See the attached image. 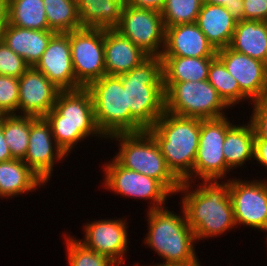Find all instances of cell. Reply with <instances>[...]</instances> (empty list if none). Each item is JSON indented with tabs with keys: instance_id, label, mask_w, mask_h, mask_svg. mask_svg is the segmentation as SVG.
<instances>
[{
	"instance_id": "cell-1",
	"label": "cell",
	"mask_w": 267,
	"mask_h": 266,
	"mask_svg": "<svg viewBox=\"0 0 267 266\" xmlns=\"http://www.w3.org/2000/svg\"><path fill=\"white\" fill-rule=\"evenodd\" d=\"M218 181L202 180L200 187L197 186L195 190L191 189V182H182L177 191V194L184 193L181 195V208L197 242L236 228L229 194L230 179L227 182Z\"/></svg>"
},
{
	"instance_id": "cell-2",
	"label": "cell",
	"mask_w": 267,
	"mask_h": 266,
	"mask_svg": "<svg viewBox=\"0 0 267 266\" xmlns=\"http://www.w3.org/2000/svg\"><path fill=\"white\" fill-rule=\"evenodd\" d=\"M44 117L66 155L87 137L106 138L96 124L93 100L87 88L59 91L54 107Z\"/></svg>"
},
{
	"instance_id": "cell-3",
	"label": "cell",
	"mask_w": 267,
	"mask_h": 266,
	"mask_svg": "<svg viewBox=\"0 0 267 266\" xmlns=\"http://www.w3.org/2000/svg\"><path fill=\"white\" fill-rule=\"evenodd\" d=\"M148 131L158 143L168 168L181 182H193L200 137V119L164 111Z\"/></svg>"
},
{
	"instance_id": "cell-4",
	"label": "cell",
	"mask_w": 267,
	"mask_h": 266,
	"mask_svg": "<svg viewBox=\"0 0 267 266\" xmlns=\"http://www.w3.org/2000/svg\"><path fill=\"white\" fill-rule=\"evenodd\" d=\"M126 88L130 115L145 129L153 127L165 111L163 61L149 56L140 65L120 75Z\"/></svg>"
},
{
	"instance_id": "cell-5",
	"label": "cell",
	"mask_w": 267,
	"mask_h": 266,
	"mask_svg": "<svg viewBox=\"0 0 267 266\" xmlns=\"http://www.w3.org/2000/svg\"><path fill=\"white\" fill-rule=\"evenodd\" d=\"M164 207L148 210V233L145 244L162 259L163 264L151 266L183 265L195 262L198 259L194 243V231L189 227L182 208V215L175 214Z\"/></svg>"
},
{
	"instance_id": "cell-6",
	"label": "cell",
	"mask_w": 267,
	"mask_h": 266,
	"mask_svg": "<svg viewBox=\"0 0 267 266\" xmlns=\"http://www.w3.org/2000/svg\"><path fill=\"white\" fill-rule=\"evenodd\" d=\"M108 138L119 141V151L113 158L121 166L152 177L172 195L177 194L182 182L168 168L158 143L148 130L116 133Z\"/></svg>"
},
{
	"instance_id": "cell-7",
	"label": "cell",
	"mask_w": 267,
	"mask_h": 266,
	"mask_svg": "<svg viewBox=\"0 0 267 266\" xmlns=\"http://www.w3.org/2000/svg\"><path fill=\"white\" fill-rule=\"evenodd\" d=\"M87 89L92 96L96 124L106 139L116 133L145 130L130 115L126 88H123L120 75L105 74Z\"/></svg>"
},
{
	"instance_id": "cell-8",
	"label": "cell",
	"mask_w": 267,
	"mask_h": 266,
	"mask_svg": "<svg viewBox=\"0 0 267 266\" xmlns=\"http://www.w3.org/2000/svg\"><path fill=\"white\" fill-rule=\"evenodd\" d=\"M163 88L165 111L174 115L217 119L226 116L224 111L230 108L208 80L163 82Z\"/></svg>"
},
{
	"instance_id": "cell-9",
	"label": "cell",
	"mask_w": 267,
	"mask_h": 266,
	"mask_svg": "<svg viewBox=\"0 0 267 266\" xmlns=\"http://www.w3.org/2000/svg\"><path fill=\"white\" fill-rule=\"evenodd\" d=\"M200 119V137L193 167V180H219L227 175L223 143L227 130L233 125L228 119ZM199 176V177H198Z\"/></svg>"
},
{
	"instance_id": "cell-10",
	"label": "cell",
	"mask_w": 267,
	"mask_h": 266,
	"mask_svg": "<svg viewBox=\"0 0 267 266\" xmlns=\"http://www.w3.org/2000/svg\"><path fill=\"white\" fill-rule=\"evenodd\" d=\"M71 59L76 83L87 88L106 74L104 29L82 27L70 32Z\"/></svg>"
},
{
	"instance_id": "cell-11",
	"label": "cell",
	"mask_w": 267,
	"mask_h": 266,
	"mask_svg": "<svg viewBox=\"0 0 267 266\" xmlns=\"http://www.w3.org/2000/svg\"><path fill=\"white\" fill-rule=\"evenodd\" d=\"M111 160L103 166L104 189L128 198L151 200L148 210L165 207L172 194L158 180L123 167L114 158Z\"/></svg>"
},
{
	"instance_id": "cell-12",
	"label": "cell",
	"mask_w": 267,
	"mask_h": 266,
	"mask_svg": "<svg viewBox=\"0 0 267 266\" xmlns=\"http://www.w3.org/2000/svg\"><path fill=\"white\" fill-rule=\"evenodd\" d=\"M115 30L149 56H161L165 45V27L161 13L128 5L123 8Z\"/></svg>"
},
{
	"instance_id": "cell-13",
	"label": "cell",
	"mask_w": 267,
	"mask_h": 266,
	"mask_svg": "<svg viewBox=\"0 0 267 266\" xmlns=\"http://www.w3.org/2000/svg\"><path fill=\"white\" fill-rule=\"evenodd\" d=\"M229 194L236 226L242 224L267 232V180L230 178Z\"/></svg>"
},
{
	"instance_id": "cell-14",
	"label": "cell",
	"mask_w": 267,
	"mask_h": 266,
	"mask_svg": "<svg viewBox=\"0 0 267 266\" xmlns=\"http://www.w3.org/2000/svg\"><path fill=\"white\" fill-rule=\"evenodd\" d=\"M65 156L67 157L57 145L46 118L31 116L29 146L23 159L27 166L47 183L53 176L55 162L64 160Z\"/></svg>"
},
{
	"instance_id": "cell-15",
	"label": "cell",
	"mask_w": 267,
	"mask_h": 266,
	"mask_svg": "<svg viewBox=\"0 0 267 266\" xmlns=\"http://www.w3.org/2000/svg\"><path fill=\"white\" fill-rule=\"evenodd\" d=\"M216 57L237 80L240 91L250 100L267 97V64L239 53L229 46L217 50Z\"/></svg>"
},
{
	"instance_id": "cell-16",
	"label": "cell",
	"mask_w": 267,
	"mask_h": 266,
	"mask_svg": "<svg viewBox=\"0 0 267 266\" xmlns=\"http://www.w3.org/2000/svg\"><path fill=\"white\" fill-rule=\"evenodd\" d=\"M128 222L121 219H104L86 223L84 240H79L87 248L107 256L116 265L125 263L128 251Z\"/></svg>"
},
{
	"instance_id": "cell-17",
	"label": "cell",
	"mask_w": 267,
	"mask_h": 266,
	"mask_svg": "<svg viewBox=\"0 0 267 266\" xmlns=\"http://www.w3.org/2000/svg\"><path fill=\"white\" fill-rule=\"evenodd\" d=\"M35 68L60 91L81 88L75 79L71 59L70 32L55 33Z\"/></svg>"
},
{
	"instance_id": "cell-18",
	"label": "cell",
	"mask_w": 267,
	"mask_h": 266,
	"mask_svg": "<svg viewBox=\"0 0 267 266\" xmlns=\"http://www.w3.org/2000/svg\"><path fill=\"white\" fill-rule=\"evenodd\" d=\"M18 81V115L44 117L54 107L60 90L35 67H29Z\"/></svg>"
},
{
	"instance_id": "cell-19",
	"label": "cell",
	"mask_w": 267,
	"mask_h": 266,
	"mask_svg": "<svg viewBox=\"0 0 267 266\" xmlns=\"http://www.w3.org/2000/svg\"><path fill=\"white\" fill-rule=\"evenodd\" d=\"M217 50L196 22L165 28V45L161 56L216 57Z\"/></svg>"
},
{
	"instance_id": "cell-20",
	"label": "cell",
	"mask_w": 267,
	"mask_h": 266,
	"mask_svg": "<svg viewBox=\"0 0 267 266\" xmlns=\"http://www.w3.org/2000/svg\"><path fill=\"white\" fill-rule=\"evenodd\" d=\"M55 32L32 30L8 24L3 18L1 40L29 67H35Z\"/></svg>"
},
{
	"instance_id": "cell-21",
	"label": "cell",
	"mask_w": 267,
	"mask_h": 266,
	"mask_svg": "<svg viewBox=\"0 0 267 266\" xmlns=\"http://www.w3.org/2000/svg\"><path fill=\"white\" fill-rule=\"evenodd\" d=\"M107 75H122L140 65L149 55L115 29H104Z\"/></svg>"
},
{
	"instance_id": "cell-22",
	"label": "cell",
	"mask_w": 267,
	"mask_h": 266,
	"mask_svg": "<svg viewBox=\"0 0 267 266\" xmlns=\"http://www.w3.org/2000/svg\"><path fill=\"white\" fill-rule=\"evenodd\" d=\"M196 24L218 50L230 45L237 20L225 6L203 3Z\"/></svg>"
},
{
	"instance_id": "cell-23",
	"label": "cell",
	"mask_w": 267,
	"mask_h": 266,
	"mask_svg": "<svg viewBox=\"0 0 267 266\" xmlns=\"http://www.w3.org/2000/svg\"><path fill=\"white\" fill-rule=\"evenodd\" d=\"M45 184L21 159L0 162L1 198H12L35 191Z\"/></svg>"
},
{
	"instance_id": "cell-24",
	"label": "cell",
	"mask_w": 267,
	"mask_h": 266,
	"mask_svg": "<svg viewBox=\"0 0 267 266\" xmlns=\"http://www.w3.org/2000/svg\"><path fill=\"white\" fill-rule=\"evenodd\" d=\"M229 47L267 64V21H237Z\"/></svg>"
},
{
	"instance_id": "cell-25",
	"label": "cell",
	"mask_w": 267,
	"mask_h": 266,
	"mask_svg": "<svg viewBox=\"0 0 267 266\" xmlns=\"http://www.w3.org/2000/svg\"><path fill=\"white\" fill-rule=\"evenodd\" d=\"M0 12L8 24L32 30H50L43 0H2Z\"/></svg>"
},
{
	"instance_id": "cell-26",
	"label": "cell",
	"mask_w": 267,
	"mask_h": 266,
	"mask_svg": "<svg viewBox=\"0 0 267 266\" xmlns=\"http://www.w3.org/2000/svg\"><path fill=\"white\" fill-rule=\"evenodd\" d=\"M255 133L252 124H233L226 132L223 154L227 164V174L235 167L239 168L248 160L254 161Z\"/></svg>"
},
{
	"instance_id": "cell-27",
	"label": "cell",
	"mask_w": 267,
	"mask_h": 266,
	"mask_svg": "<svg viewBox=\"0 0 267 266\" xmlns=\"http://www.w3.org/2000/svg\"><path fill=\"white\" fill-rule=\"evenodd\" d=\"M82 27L115 29L120 21L123 7L111 0H76Z\"/></svg>"
},
{
	"instance_id": "cell-28",
	"label": "cell",
	"mask_w": 267,
	"mask_h": 266,
	"mask_svg": "<svg viewBox=\"0 0 267 266\" xmlns=\"http://www.w3.org/2000/svg\"><path fill=\"white\" fill-rule=\"evenodd\" d=\"M163 61V82L204 81L216 57L160 56Z\"/></svg>"
},
{
	"instance_id": "cell-29",
	"label": "cell",
	"mask_w": 267,
	"mask_h": 266,
	"mask_svg": "<svg viewBox=\"0 0 267 266\" xmlns=\"http://www.w3.org/2000/svg\"><path fill=\"white\" fill-rule=\"evenodd\" d=\"M50 31L69 33L82 28L76 0H43Z\"/></svg>"
},
{
	"instance_id": "cell-30",
	"label": "cell",
	"mask_w": 267,
	"mask_h": 266,
	"mask_svg": "<svg viewBox=\"0 0 267 266\" xmlns=\"http://www.w3.org/2000/svg\"><path fill=\"white\" fill-rule=\"evenodd\" d=\"M31 116L2 115V129L5 141L14 159L23 160L29 146Z\"/></svg>"
},
{
	"instance_id": "cell-31",
	"label": "cell",
	"mask_w": 267,
	"mask_h": 266,
	"mask_svg": "<svg viewBox=\"0 0 267 266\" xmlns=\"http://www.w3.org/2000/svg\"><path fill=\"white\" fill-rule=\"evenodd\" d=\"M208 82L217 90L218 95L231 108L248 99L241 91L237 80L227 71L216 57L208 70Z\"/></svg>"
},
{
	"instance_id": "cell-32",
	"label": "cell",
	"mask_w": 267,
	"mask_h": 266,
	"mask_svg": "<svg viewBox=\"0 0 267 266\" xmlns=\"http://www.w3.org/2000/svg\"><path fill=\"white\" fill-rule=\"evenodd\" d=\"M203 3V0H166L161 12L164 27L196 22Z\"/></svg>"
},
{
	"instance_id": "cell-33",
	"label": "cell",
	"mask_w": 267,
	"mask_h": 266,
	"mask_svg": "<svg viewBox=\"0 0 267 266\" xmlns=\"http://www.w3.org/2000/svg\"><path fill=\"white\" fill-rule=\"evenodd\" d=\"M65 234L69 266H116L107 256L99 254L77 240Z\"/></svg>"
},
{
	"instance_id": "cell-34",
	"label": "cell",
	"mask_w": 267,
	"mask_h": 266,
	"mask_svg": "<svg viewBox=\"0 0 267 266\" xmlns=\"http://www.w3.org/2000/svg\"><path fill=\"white\" fill-rule=\"evenodd\" d=\"M18 101V78L0 75V115L18 114Z\"/></svg>"
},
{
	"instance_id": "cell-35",
	"label": "cell",
	"mask_w": 267,
	"mask_h": 266,
	"mask_svg": "<svg viewBox=\"0 0 267 266\" xmlns=\"http://www.w3.org/2000/svg\"><path fill=\"white\" fill-rule=\"evenodd\" d=\"M28 68L24 59L0 40V75L19 78Z\"/></svg>"
},
{
	"instance_id": "cell-36",
	"label": "cell",
	"mask_w": 267,
	"mask_h": 266,
	"mask_svg": "<svg viewBox=\"0 0 267 266\" xmlns=\"http://www.w3.org/2000/svg\"><path fill=\"white\" fill-rule=\"evenodd\" d=\"M253 114L250 123L253 126L255 139L267 140V97L253 102Z\"/></svg>"
},
{
	"instance_id": "cell-37",
	"label": "cell",
	"mask_w": 267,
	"mask_h": 266,
	"mask_svg": "<svg viewBox=\"0 0 267 266\" xmlns=\"http://www.w3.org/2000/svg\"><path fill=\"white\" fill-rule=\"evenodd\" d=\"M244 20L267 21V0H243Z\"/></svg>"
},
{
	"instance_id": "cell-38",
	"label": "cell",
	"mask_w": 267,
	"mask_h": 266,
	"mask_svg": "<svg viewBox=\"0 0 267 266\" xmlns=\"http://www.w3.org/2000/svg\"><path fill=\"white\" fill-rule=\"evenodd\" d=\"M203 2L225 6L234 19L244 20L243 0H203Z\"/></svg>"
},
{
	"instance_id": "cell-39",
	"label": "cell",
	"mask_w": 267,
	"mask_h": 266,
	"mask_svg": "<svg viewBox=\"0 0 267 266\" xmlns=\"http://www.w3.org/2000/svg\"><path fill=\"white\" fill-rule=\"evenodd\" d=\"M165 2L166 0H129L128 5L139 9H148L161 13Z\"/></svg>"
},
{
	"instance_id": "cell-40",
	"label": "cell",
	"mask_w": 267,
	"mask_h": 266,
	"mask_svg": "<svg viewBox=\"0 0 267 266\" xmlns=\"http://www.w3.org/2000/svg\"><path fill=\"white\" fill-rule=\"evenodd\" d=\"M254 160L267 168V140H254Z\"/></svg>"
},
{
	"instance_id": "cell-41",
	"label": "cell",
	"mask_w": 267,
	"mask_h": 266,
	"mask_svg": "<svg viewBox=\"0 0 267 266\" xmlns=\"http://www.w3.org/2000/svg\"><path fill=\"white\" fill-rule=\"evenodd\" d=\"M14 159L7 145L3 129H2V115H0V162H5Z\"/></svg>"
},
{
	"instance_id": "cell-42",
	"label": "cell",
	"mask_w": 267,
	"mask_h": 266,
	"mask_svg": "<svg viewBox=\"0 0 267 266\" xmlns=\"http://www.w3.org/2000/svg\"><path fill=\"white\" fill-rule=\"evenodd\" d=\"M166 266H201V265H200V261H199V258H198L195 262H192V263H189V264H183V265H166Z\"/></svg>"
},
{
	"instance_id": "cell-43",
	"label": "cell",
	"mask_w": 267,
	"mask_h": 266,
	"mask_svg": "<svg viewBox=\"0 0 267 266\" xmlns=\"http://www.w3.org/2000/svg\"><path fill=\"white\" fill-rule=\"evenodd\" d=\"M111 1H114L118 4H120L123 8H125L129 4V0H111Z\"/></svg>"
},
{
	"instance_id": "cell-44",
	"label": "cell",
	"mask_w": 267,
	"mask_h": 266,
	"mask_svg": "<svg viewBox=\"0 0 267 266\" xmlns=\"http://www.w3.org/2000/svg\"><path fill=\"white\" fill-rule=\"evenodd\" d=\"M2 24H3V15L0 12V40H1V28H2Z\"/></svg>"
}]
</instances>
